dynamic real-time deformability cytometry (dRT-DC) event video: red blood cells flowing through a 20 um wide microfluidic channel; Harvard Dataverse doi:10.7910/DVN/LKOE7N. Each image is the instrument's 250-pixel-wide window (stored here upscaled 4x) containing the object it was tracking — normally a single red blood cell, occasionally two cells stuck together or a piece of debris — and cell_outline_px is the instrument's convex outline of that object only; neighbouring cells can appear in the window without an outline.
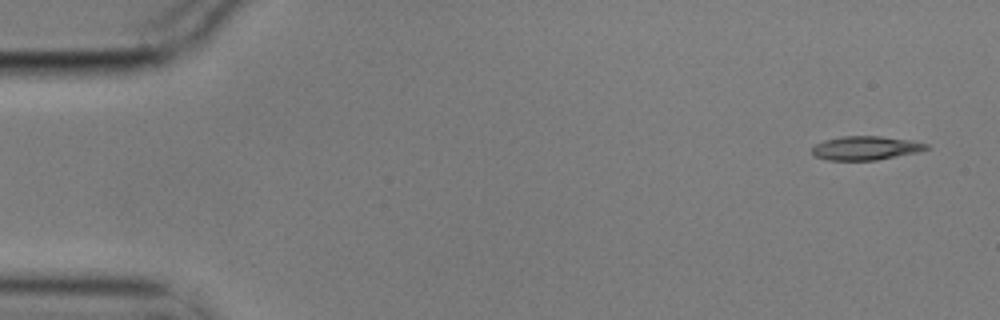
{"species": "common noctule bat (a hibernating species)", "species_latin": "Nyctalus noctula", "temperature_condition": "cold", "stored_images_in_passage": 6, "camera_frame_rate_fps": 3000, "um_per_image_px": 0.085, "animal": {"sex": "male", "body_mass_g": 17.9}, "frame": {"image": 1, "passage_image": 1, "time_ms": 0.0, "image_size_px": [1000, 320], "cell_outline_px": [[932, 148], [916, 152], [876, 160], [828, 160], [816, 156], [812, 152], [812, 148], [816, 144], [824, 140], [840, 136], [880, 136], [912, 140], [928, 144]], "centroid_in_image_um": [73.6, 12.57], "position_along_channel_um": 11.4, "area_um2": 15.84}}
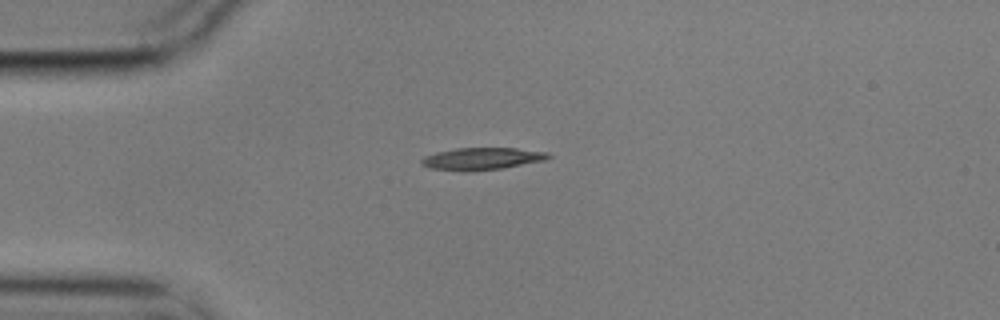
{"frame": {"image": 2, "passage_image": 4, "time_ms": 1.0, "image_size_px": [1000, 320], "cell_outline_px": [[552, 156], [544, 160], [504, 168], [464, 172], [428, 168], [420, 164], [420, 160], [424, 156], [436, 152], [456, 148], [516, 148], [548, 152]], "centroid_in_image_um": [40.91, 13.5], "position_along_channel_um": 44.1, "area_um2": 16.59}}
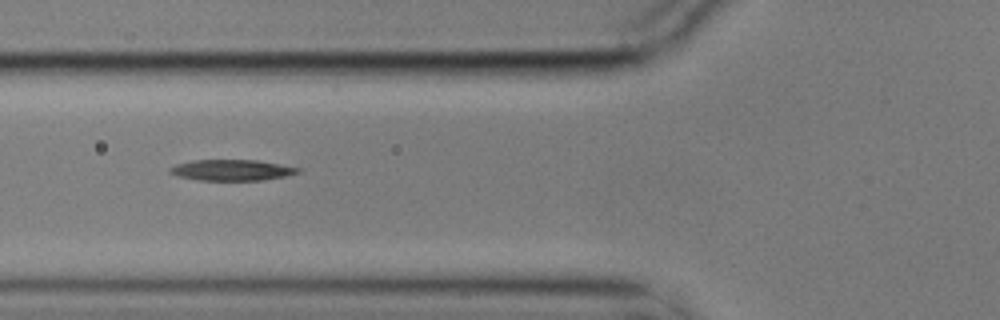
{"frame": {"image": 3, "passage_image": 6, "time_ms": 1.667, "image_size_px": [1000, 320], "cell_outline_px": [[300, 172], [284, 176], [264, 180], [196, 180], [180, 176], [168, 172], [168, 168], [176, 164], [192, 160], [256, 160], [280, 164], [300, 168]], "centroid_in_image_um": [19.67, 14.45], "position_along_channel_um": 106.1, "area_um2": 15.55}}